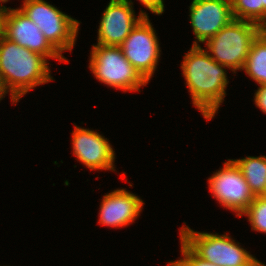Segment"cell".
Wrapping results in <instances>:
<instances>
[{"instance_id":"cell-1","label":"cell","mask_w":266,"mask_h":266,"mask_svg":"<svg viewBox=\"0 0 266 266\" xmlns=\"http://www.w3.org/2000/svg\"><path fill=\"white\" fill-rule=\"evenodd\" d=\"M225 67L214 61L201 46L193 45L181 63L193 106L207 121L214 118L226 96L229 79Z\"/></svg>"},{"instance_id":"cell-2","label":"cell","mask_w":266,"mask_h":266,"mask_svg":"<svg viewBox=\"0 0 266 266\" xmlns=\"http://www.w3.org/2000/svg\"><path fill=\"white\" fill-rule=\"evenodd\" d=\"M48 59L3 37L0 41V76L12 104L38 85L53 81Z\"/></svg>"},{"instance_id":"cell-3","label":"cell","mask_w":266,"mask_h":266,"mask_svg":"<svg viewBox=\"0 0 266 266\" xmlns=\"http://www.w3.org/2000/svg\"><path fill=\"white\" fill-rule=\"evenodd\" d=\"M180 239L201 259L217 266H266L229 234L197 232L183 225Z\"/></svg>"},{"instance_id":"cell-4","label":"cell","mask_w":266,"mask_h":266,"mask_svg":"<svg viewBox=\"0 0 266 266\" xmlns=\"http://www.w3.org/2000/svg\"><path fill=\"white\" fill-rule=\"evenodd\" d=\"M264 29L256 23L233 19L206 41V52L219 64L236 73L242 70L253 41Z\"/></svg>"},{"instance_id":"cell-5","label":"cell","mask_w":266,"mask_h":266,"mask_svg":"<svg viewBox=\"0 0 266 266\" xmlns=\"http://www.w3.org/2000/svg\"><path fill=\"white\" fill-rule=\"evenodd\" d=\"M89 69L99 82L123 92L139 91L148 81L126 59L120 47L93 45Z\"/></svg>"},{"instance_id":"cell-6","label":"cell","mask_w":266,"mask_h":266,"mask_svg":"<svg viewBox=\"0 0 266 266\" xmlns=\"http://www.w3.org/2000/svg\"><path fill=\"white\" fill-rule=\"evenodd\" d=\"M19 9L41 30L47 41L62 55L72 51L80 22L45 0H23Z\"/></svg>"},{"instance_id":"cell-7","label":"cell","mask_w":266,"mask_h":266,"mask_svg":"<svg viewBox=\"0 0 266 266\" xmlns=\"http://www.w3.org/2000/svg\"><path fill=\"white\" fill-rule=\"evenodd\" d=\"M208 185L212 197L224 208L236 212L238 217H242L255 198L233 159L224 162L223 168L208 178Z\"/></svg>"},{"instance_id":"cell-8","label":"cell","mask_w":266,"mask_h":266,"mask_svg":"<svg viewBox=\"0 0 266 266\" xmlns=\"http://www.w3.org/2000/svg\"><path fill=\"white\" fill-rule=\"evenodd\" d=\"M159 45L149 16H144L119 47L132 66L149 82L159 63Z\"/></svg>"},{"instance_id":"cell-9","label":"cell","mask_w":266,"mask_h":266,"mask_svg":"<svg viewBox=\"0 0 266 266\" xmlns=\"http://www.w3.org/2000/svg\"><path fill=\"white\" fill-rule=\"evenodd\" d=\"M131 0H110L98 28L97 44L119 47L134 27L148 14L141 10L135 15Z\"/></svg>"},{"instance_id":"cell-10","label":"cell","mask_w":266,"mask_h":266,"mask_svg":"<svg viewBox=\"0 0 266 266\" xmlns=\"http://www.w3.org/2000/svg\"><path fill=\"white\" fill-rule=\"evenodd\" d=\"M189 11L196 39L193 46L205 43L234 19L231 0H192Z\"/></svg>"},{"instance_id":"cell-11","label":"cell","mask_w":266,"mask_h":266,"mask_svg":"<svg viewBox=\"0 0 266 266\" xmlns=\"http://www.w3.org/2000/svg\"><path fill=\"white\" fill-rule=\"evenodd\" d=\"M4 37L16 42L21 47L27 48L59 62L69 61L61 55L45 38L37 25L33 23L19 8L7 9L5 19Z\"/></svg>"},{"instance_id":"cell-12","label":"cell","mask_w":266,"mask_h":266,"mask_svg":"<svg viewBox=\"0 0 266 266\" xmlns=\"http://www.w3.org/2000/svg\"><path fill=\"white\" fill-rule=\"evenodd\" d=\"M72 148L77 160L90 170L116 171L115 151L108 139L98 132L75 125Z\"/></svg>"},{"instance_id":"cell-13","label":"cell","mask_w":266,"mask_h":266,"mask_svg":"<svg viewBox=\"0 0 266 266\" xmlns=\"http://www.w3.org/2000/svg\"><path fill=\"white\" fill-rule=\"evenodd\" d=\"M100 204L98 223L119 229L131 225L137 219L144 201L124 188H118L103 195Z\"/></svg>"},{"instance_id":"cell-14","label":"cell","mask_w":266,"mask_h":266,"mask_svg":"<svg viewBox=\"0 0 266 266\" xmlns=\"http://www.w3.org/2000/svg\"><path fill=\"white\" fill-rule=\"evenodd\" d=\"M233 160L240 168L254 196H262L266 190V156H247Z\"/></svg>"},{"instance_id":"cell-15","label":"cell","mask_w":266,"mask_h":266,"mask_svg":"<svg viewBox=\"0 0 266 266\" xmlns=\"http://www.w3.org/2000/svg\"><path fill=\"white\" fill-rule=\"evenodd\" d=\"M245 73L256 83L266 85V31L263 30L253 41L243 66Z\"/></svg>"},{"instance_id":"cell-16","label":"cell","mask_w":266,"mask_h":266,"mask_svg":"<svg viewBox=\"0 0 266 266\" xmlns=\"http://www.w3.org/2000/svg\"><path fill=\"white\" fill-rule=\"evenodd\" d=\"M231 7L234 19L256 23L263 29L266 27V10L262 0H231Z\"/></svg>"},{"instance_id":"cell-17","label":"cell","mask_w":266,"mask_h":266,"mask_svg":"<svg viewBox=\"0 0 266 266\" xmlns=\"http://www.w3.org/2000/svg\"><path fill=\"white\" fill-rule=\"evenodd\" d=\"M248 217L252 230L266 233V199L256 196L247 210L242 214Z\"/></svg>"},{"instance_id":"cell-18","label":"cell","mask_w":266,"mask_h":266,"mask_svg":"<svg viewBox=\"0 0 266 266\" xmlns=\"http://www.w3.org/2000/svg\"><path fill=\"white\" fill-rule=\"evenodd\" d=\"M180 246V252L183 258L175 261H169L167 266H217L198 257L181 239Z\"/></svg>"},{"instance_id":"cell-19","label":"cell","mask_w":266,"mask_h":266,"mask_svg":"<svg viewBox=\"0 0 266 266\" xmlns=\"http://www.w3.org/2000/svg\"><path fill=\"white\" fill-rule=\"evenodd\" d=\"M153 14L162 15L164 12V1L163 0H138Z\"/></svg>"},{"instance_id":"cell-20","label":"cell","mask_w":266,"mask_h":266,"mask_svg":"<svg viewBox=\"0 0 266 266\" xmlns=\"http://www.w3.org/2000/svg\"><path fill=\"white\" fill-rule=\"evenodd\" d=\"M255 105L266 114V85H261L254 93Z\"/></svg>"},{"instance_id":"cell-21","label":"cell","mask_w":266,"mask_h":266,"mask_svg":"<svg viewBox=\"0 0 266 266\" xmlns=\"http://www.w3.org/2000/svg\"><path fill=\"white\" fill-rule=\"evenodd\" d=\"M7 9L0 7V41L4 37Z\"/></svg>"},{"instance_id":"cell-22","label":"cell","mask_w":266,"mask_h":266,"mask_svg":"<svg viewBox=\"0 0 266 266\" xmlns=\"http://www.w3.org/2000/svg\"><path fill=\"white\" fill-rule=\"evenodd\" d=\"M8 94L7 89L5 88L3 81L0 76V101L5 97V95Z\"/></svg>"},{"instance_id":"cell-23","label":"cell","mask_w":266,"mask_h":266,"mask_svg":"<svg viewBox=\"0 0 266 266\" xmlns=\"http://www.w3.org/2000/svg\"><path fill=\"white\" fill-rule=\"evenodd\" d=\"M9 0H0V7L2 8H5V9H8L6 6L2 5V3H6L8 2ZM2 2V3H1Z\"/></svg>"},{"instance_id":"cell-24","label":"cell","mask_w":266,"mask_h":266,"mask_svg":"<svg viewBox=\"0 0 266 266\" xmlns=\"http://www.w3.org/2000/svg\"><path fill=\"white\" fill-rule=\"evenodd\" d=\"M262 6L266 10V0H262Z\"/></svg>"},{"instance_id":"cell-25","label":"cell","mask_w":266,"mask_h":266,"mask_svg":"<svg viewBox=\"0 0 266 266\" xmlns=\"http://www.w3.org/2000/svg\"><path fill=\"white\" fill-rule=\"evenodd\" d=\"M262 197L266 199V190L264 191Z\"/></svg>"}]
</instances>
